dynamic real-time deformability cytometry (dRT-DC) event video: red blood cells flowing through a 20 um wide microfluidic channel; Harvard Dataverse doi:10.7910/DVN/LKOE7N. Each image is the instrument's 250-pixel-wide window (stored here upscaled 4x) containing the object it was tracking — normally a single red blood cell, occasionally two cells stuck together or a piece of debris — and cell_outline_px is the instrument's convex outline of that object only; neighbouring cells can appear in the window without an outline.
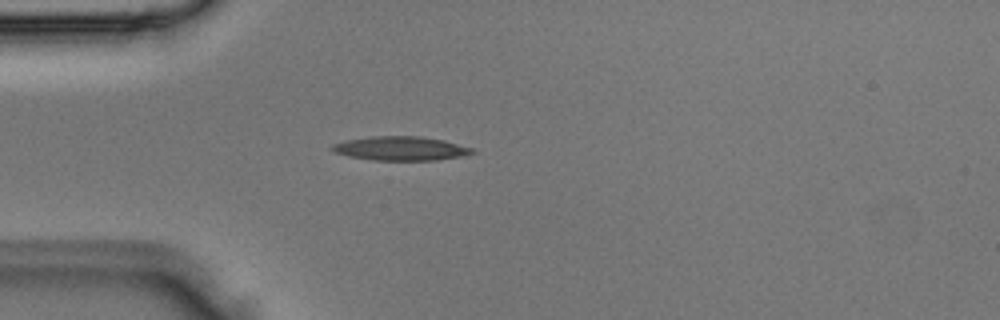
{"species": "Egyptian fruit bat (a non-hibernating species)", "species_latin": "Rousettus aegyptiacus", "temperature_condition": "room temperature", "stored_images_in_passage": 1, "camera_frame_rate_fps": 3000, "um_per_image_px": 0.085, "animal": {"sex": "male"}, "frame": {"image": 1, "passage_image": 1, "time_ms": 0.0, "image_size_px": [1000, 320], "cell_outline_px": [[476, 152], [464, 156], [436, 160], [372, 160], [348, 156], [336, 152], [328, 148], [332, 144], [348, 140], [372, 136], [420, 136], [444, 140], [472, 148]], "centroid_in_image_um": [34.07, 12.62], "position_along_channel_um": 50.9, "area_um2": 19.59}}